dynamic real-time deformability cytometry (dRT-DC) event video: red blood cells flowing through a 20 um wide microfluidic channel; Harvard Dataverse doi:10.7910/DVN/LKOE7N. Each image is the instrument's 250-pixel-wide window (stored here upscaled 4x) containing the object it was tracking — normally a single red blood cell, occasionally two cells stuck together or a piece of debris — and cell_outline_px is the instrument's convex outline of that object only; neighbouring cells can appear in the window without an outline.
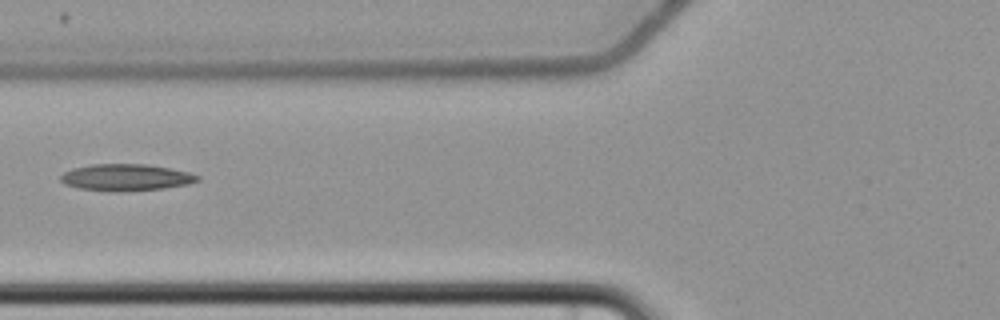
{"species": "common noctule bat (a hibernating species)", "species_latin": "Nyctalus noctula", "temperature_condition": "cold", "stored_images_in_passage": 3, "camera_frame_rate_fps": 3000, "um_per_image_px": 0.085, "animal": {"sex": "female", "body_mass_g": 22.7, "forearm_length_mm": 54.2}, "frame": {"image": 1, "passage_image": 3, "time_ms": 3.0, "image_size_px": [1000, 320], "cell_outline_px": [[200, 180], [188, 184], [164, 188], [120, 192], [112, 192], [80, 188], [64, 184], [60, 180], [60, 176], [64, 172], [72, 168], [92, 164], [148, 164], [188, 172], [200, 176]], "centroid_in_image_um": [10.69, 15.08], "position_along_channel_um": 115.1, "area_um2": 21.39}}